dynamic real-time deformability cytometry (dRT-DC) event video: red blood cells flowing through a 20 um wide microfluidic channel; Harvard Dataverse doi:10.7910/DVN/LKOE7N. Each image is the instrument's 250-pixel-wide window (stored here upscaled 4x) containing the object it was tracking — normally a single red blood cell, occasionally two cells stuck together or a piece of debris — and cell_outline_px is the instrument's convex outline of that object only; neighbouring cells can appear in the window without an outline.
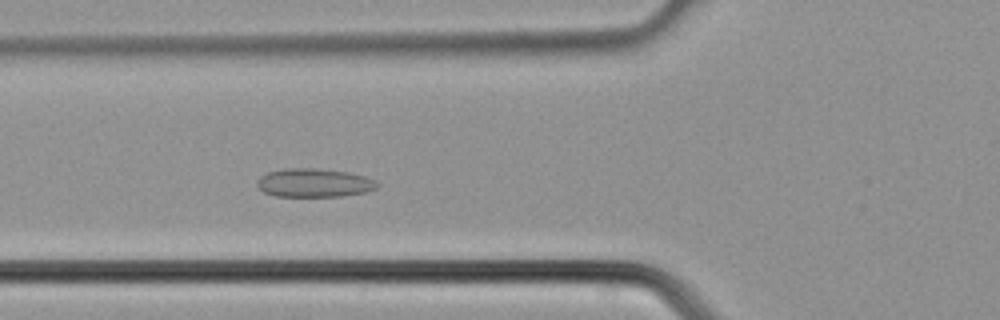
{"species": "common noctule bat (a hibernating species)", "species_latin": "Nyctalus noctula", "temperature_condition": "cold", "stored_images_in_passage": 34, "camera_frame_rate_fps": 3000, "um_per_image_px": 0.085, "animal": {"sex": "male", "body_mass_g": 21.5, "forearm_length_mm": 52.0}, "frame": {"image": 1, "passage_image": 10, "time_ms": 3.0, "image_size_px": [1000, 320], "cell_outline_px": [[380, 184], [376, 188], [368, 192], [340, 196], [276, 196], [264, 192], [256, 184], [260, 176], [268, 172], [284, 168], [312, 168], [348, 172], [364, 176], [376, 180]], "centroid_in_image_um": [26.72, 15.54], "position_along_channel_um": 99.1, "area_um2": 20.0}}
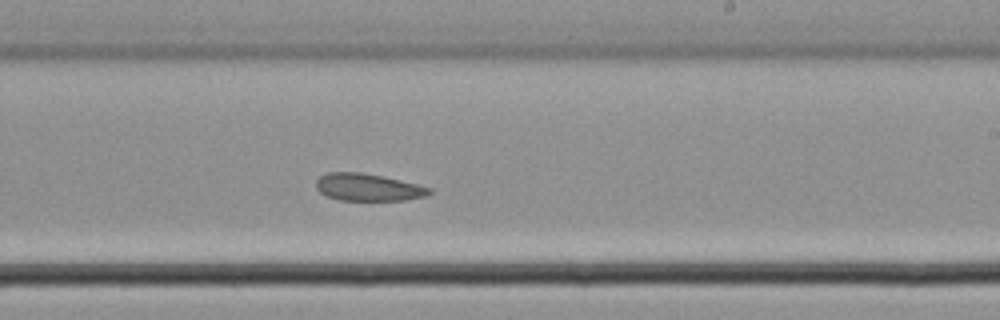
{"frame": {"image": 2, "passage_image": 19, "time_ms": 6.0, "image_size_px": [1000, 320], "cell_outline_px": [[432, 192], [428, 196], [404, 200], [340, 200], [328, 196], [320, 192], [316, 188], [316, 180], [320, 176], [328, 172], [360, 172], [384, 176], [432, 188]], "centroid_in_image_um": [31.3, 15.91], "position_along_channel_um": 257.7, "area_um2": 18.03}}
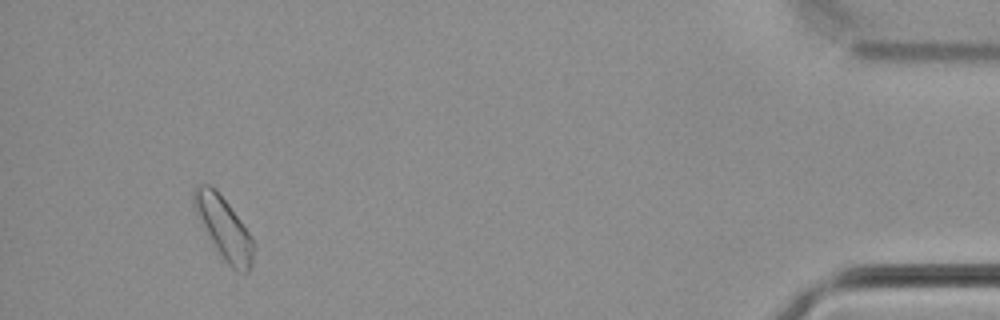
{"frame": {"image": 3, "passage_image": 32, "time_ms": 10.333, "image_size_px": [1000, 320], "cell_outline_px": [[256, 244], [252, 264], [248, 272], [236, 272], [224, 260], [216, 248], [192, 204], [192, 188], [196, 184], [208, 184], [216, 188], [252, 236]], "centroid_in_image_um": [19.05, 19.36], "position_along_channel_um": 416.1, "area_um2": 21.44}}